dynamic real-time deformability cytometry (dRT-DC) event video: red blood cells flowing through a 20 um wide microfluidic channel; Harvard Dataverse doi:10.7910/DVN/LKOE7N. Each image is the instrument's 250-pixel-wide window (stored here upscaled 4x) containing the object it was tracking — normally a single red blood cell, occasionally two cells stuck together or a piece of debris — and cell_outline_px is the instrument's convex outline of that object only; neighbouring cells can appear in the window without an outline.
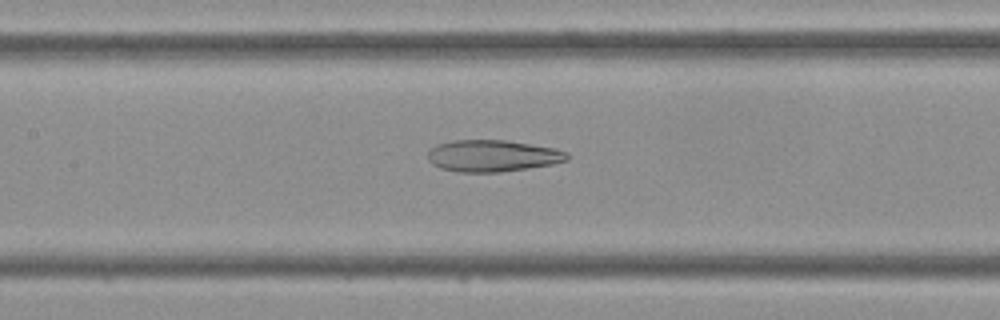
{"species": "Egyptian fruit bat (a non-hibernating species)", "species_latin": "Rousettus aegyptiacus", "temperature_condition": "cold", "stored_images_in_passage": 41, "camera_frame_rate_fps": 3000, "um_per_image_px": 0.085, "frame": {"image": 1, "passage_image": 17, "time_ms": 5.333, "image_size_px": [1000, 320], "cell_outline_px": [[568, 160], [552, 164], [528, 168], [500, 172], [456, 172], [440, 168], [432, 164], [428, 160], [428, 152], [436, 144], [452, 140], [508, 140], [556, 148], [568, 152]], "centroid_in_image_um": [41.86, 13.24], "position_along_channel_um": 165.5, "area_um2": 25.95}}
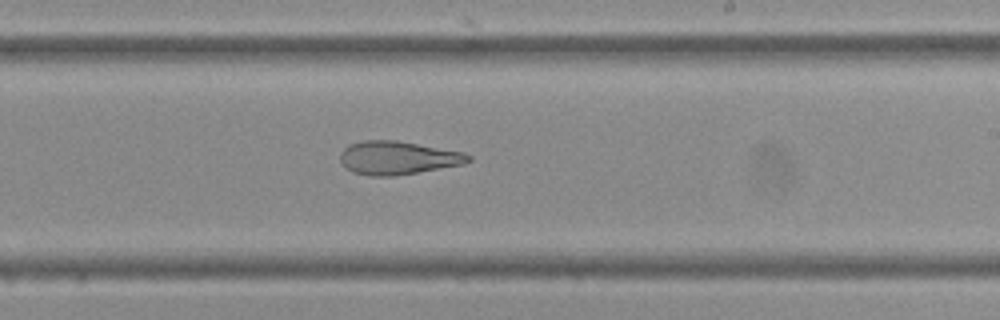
{"frame": {"image": 2, "passage_image": 23, "time_ms": 7.333, "image_size_px": [1000, 320], "cell_outline_px": [[472, 160], [464, 164], [396, 176], [368, 176], [352, 172], [344, 168], [340, 160], [340, 152], [348, 144], [364, 140], [396, 140], [464, 152], [472, 156]], "centroid_in_image_um": [33.79, 13.42], "position_along_channel_um": 255.2, "area_um2": 25.2}}
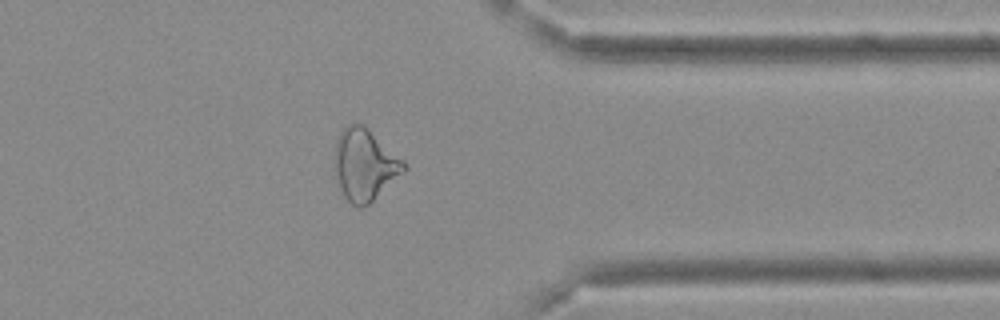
{"frame": {"image": 3, "passage_image": 32, "time_ms": 10.333, "image_size_px": [1000, 320], "cell_outline_px": [[408, 168], [404, 172], [368, 204], [360, 208], [352, 204], [344, 196], [336, 180], [332, 164], [336, 140], [340, 132], [348, 124], [364, 124], [404, 160], [408, 164]], "centroid_in_image_um": [30.98, 13.98], "position_along_channel_um": 380.4, "area_um2": 29.25}}